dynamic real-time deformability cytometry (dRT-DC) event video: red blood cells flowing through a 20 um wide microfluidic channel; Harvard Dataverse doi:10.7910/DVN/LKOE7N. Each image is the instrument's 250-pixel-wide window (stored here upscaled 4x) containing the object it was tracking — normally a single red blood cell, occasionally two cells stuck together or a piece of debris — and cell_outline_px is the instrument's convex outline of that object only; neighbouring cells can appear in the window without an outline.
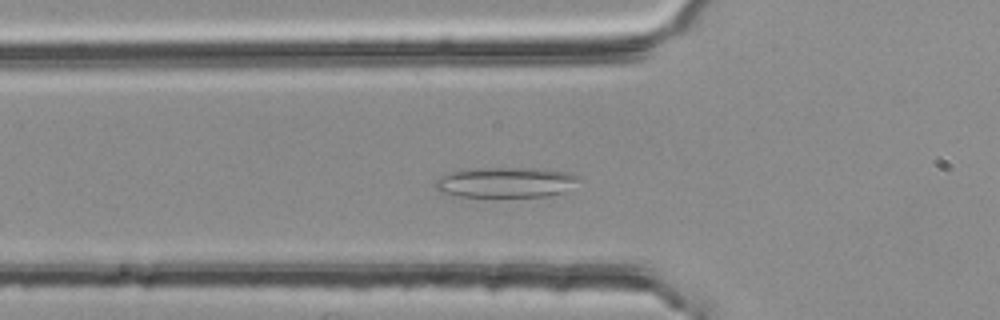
{"species": "common noctule bat (a hibernating species)", "species_latin": "Nyctalus noctula", "temperature_condition": "room temperature", "stored_images_in_passage": 48, "camera_frame_rate_fps": 3000, "um_per_image_px": 0.085, "animal": {"sex": "female", "body_mass_g": 25.1}, "frame": {"image": 1, "passage_image": 16, "time_ms": 5.0, "image_size_px": [1000, 320], "cell_outline_px": [[584, 180], [564, 192], [548, 196], [460, 196], [440, 192], [432, 184], [436, 180], [452, 172], [472, 168], [540, 168], [568, 172], [584, 176]], "centroid_in_image_um": [43.11, 15.49], "position_along_channel_um": 82.7, "area_um2": 25.61}}
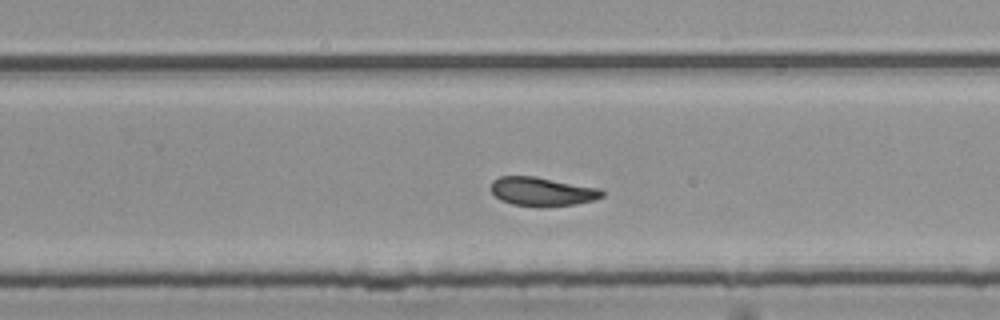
{"frame": {"image": 2, "passage_image": 32, "time_ms": 10.333, "image_size_px": [1000, 320], "cell_outline_px": [[604, 196], [592, 200], [576, 204], [512, 204], [500, 200], [488, 188], [492, 180], [500, 176], [536, 176], [600, 188], [604, 192]], "centroid_in_image_um": [46.05, 16.23], "position_along_channel_um": 283.8, "area_um2": 18.15}}
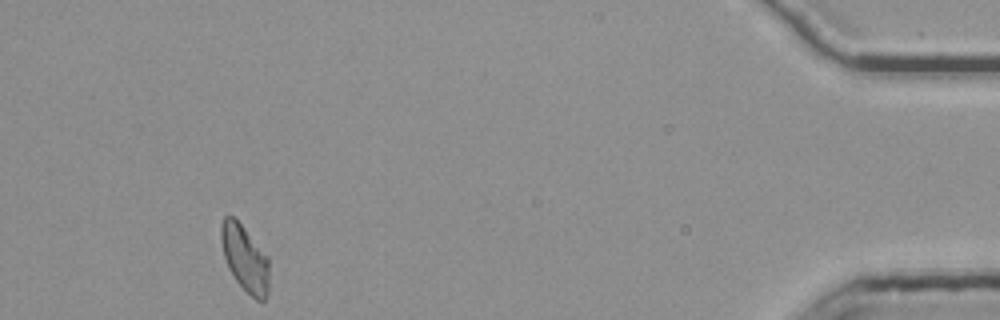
{"frame": {"image": 3, "passage_image": 48, "time_ms": 15.667, "image_size_px": [1000, 320], "cell_outline_px": [[268, 296], [264, 300], [256, 300], [236, 280], [228, 268], [224, 256], [220, 240], [220, 224], [224, 216], [232, 216], [244, 228], [268, 256]], "centroid_in_image_um": [20.8, 21.95], "position_along_channel_um": 414.4, "area_um2": 18.38}, "authors_computed_cell_mechanics": {"area_um2": 19.4208, "velocity_mm_per_s": 3.7614, "shape_relaxation_time_tau1_ms": 7.2103, "shape_relaxation_time_tau2_ms": 3.5968, "deformation_change_tau1": 0.1568, "deformation_change_tau2": 0.1008}}